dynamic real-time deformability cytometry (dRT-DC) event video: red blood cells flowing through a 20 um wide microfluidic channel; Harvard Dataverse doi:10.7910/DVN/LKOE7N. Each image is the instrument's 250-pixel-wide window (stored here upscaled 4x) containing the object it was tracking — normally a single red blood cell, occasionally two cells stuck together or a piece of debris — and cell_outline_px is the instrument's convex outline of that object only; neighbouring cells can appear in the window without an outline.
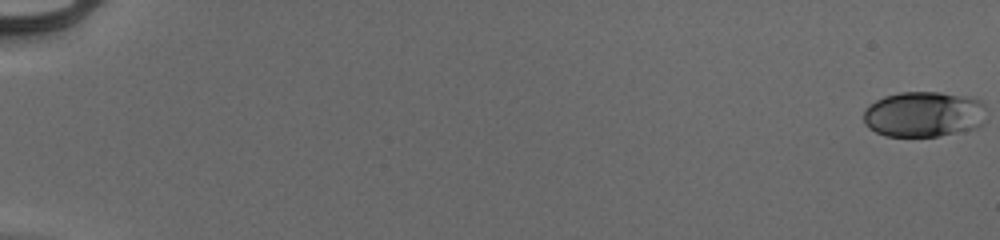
{"species": "human", "species_latin": "Homo sapiens", "temperature_condition": "cold", "stored_images_in_passage": 55, "camera_frame_rate_fps": 3000, "um_per_image_px": 0.085, "donor": {"sex": "male"}, "frame": {"image": 1, "passage_image": 1, "time_ms": 0.0, "image_size_px": [1000, 240], "cell_outline_px": [[984, 104], [980, 124], [972, 128], [940, 136], [884, 136], [868, 128], [864, 124], [864, 112], [876, 100], [884, 96], [900, 92], [940, 92], [980, 100]], "centroid_in_image_um": [78.44, 9.71], "position_along_channel_um": 6.6, "area_um2": 32.02}}
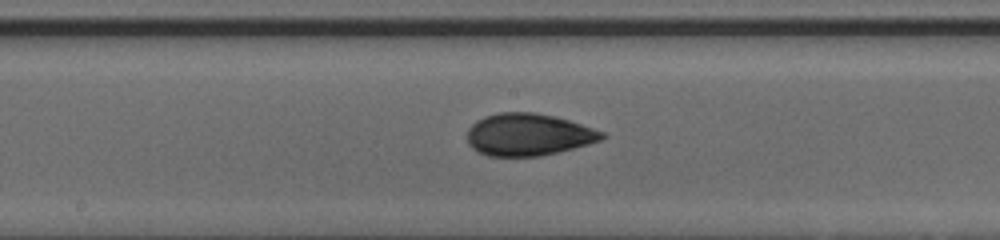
{"frame": {"image": 2, "passage_image": 32, "time_ms": 10.333, "image_size_px": [1000, 240], "cell_outline_px": [[604, 136], [600, 140], [588, 144], [540, 156], [488, 156], [472, 148], [468, 144], [468, 128], [476, 120], [484, 116], [500, 112], [536, 112], [556, 116], [604, 132]], "centroid_in_image_um": [44.87, 11.43], "position_along_channel_um": 203.3, "area_um2": 32.95}}
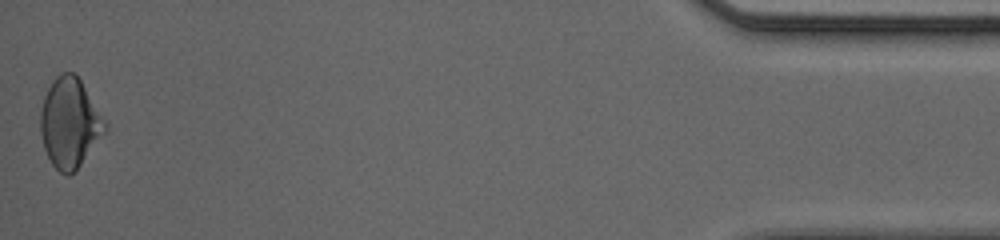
{"frame": {"image": 3, "passage_image": 55, "time_ms": 18.0, "image_size_px": [1000, 240], "cell_outline_px": [[108, 128], [80, 164], [68, 176], [60, 172], [52, 164], [44, 148], [40, 132], [40, 112], [44, 96], [52, 80], [60, 72], [76, 72], [108, 124]], "centroid_in_image_um": [5.92, 10.4], "position_along_channel_um": 429.3, "area_um2": 33.64}, "authors_computed_cell_mechanics": {"area_um2": 32.079, "velocity_mm_per_s": 3.9878, "shape_relaxation_time_tau1_ms": 5.9867, "shape_relaxation_time_tau2_ms": 1.7405, "deformation_change_tau1": 0.1452, "deformation_change_tau2": 0.0632}}